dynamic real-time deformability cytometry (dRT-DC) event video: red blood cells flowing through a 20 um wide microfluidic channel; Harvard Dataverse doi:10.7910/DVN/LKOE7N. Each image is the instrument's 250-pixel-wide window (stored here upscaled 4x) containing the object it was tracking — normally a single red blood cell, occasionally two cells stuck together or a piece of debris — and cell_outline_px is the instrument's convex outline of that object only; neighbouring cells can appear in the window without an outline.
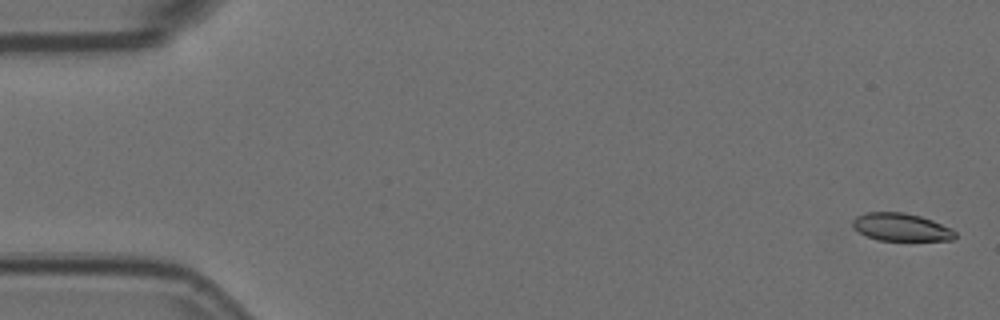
{"species": "Egyptian fruit bat (a non-hibernating species)", "species_latin": "Rousettus aegyptiacus", "temperature_condition": "room temperature", "stored_images_in_passage": 6, "camera_frame_rate_fps": 3000, "um_per_image_px": 0.085, "animal": {"sex": "female"}, "frame": {"image": 1, "passage_image": 1, "time_ms": 0.0, "image_size_px": [1000, 320], "cell_outline_px": [[956, 236], [952, 240], [880, 240], [868, 236], [860, 232], [852, 224], [852, 220], [856, 216], [868, 212], [904, 212], [920, 216], [932, 220], [952, 228], [956, 232]], "centroid_in_image_um": [76.62, 19.3], "position_along_channel_um": 8.4, "area_um2": 16.42}}
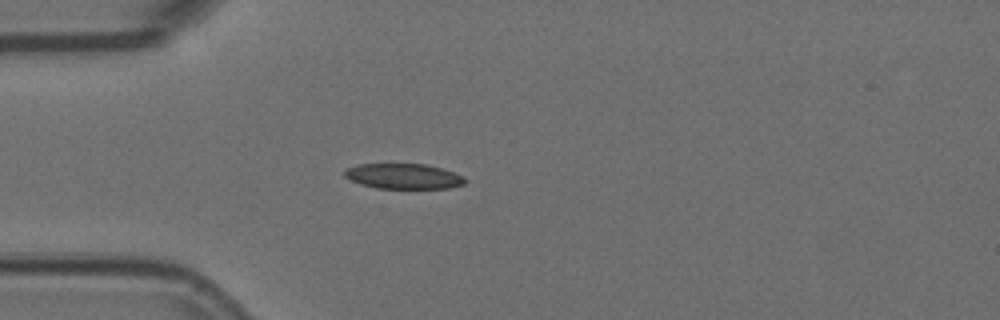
{"frame": {"image": 2, "passage_image": 5, "time_ms": 1.333, "image_size_px": [1000, 320], "cell_outline_px": [[468, 180], [464, 184], [452, 188], [376, 188], [360, 184], [344, 176], [344, 172], [348, 168], [360, 164], [428, 164], [464, 176]], "centroid_in_image_um": [34.34, 14.98], "position_along_channel_um": 50.7, "area_um2": 17.69}}